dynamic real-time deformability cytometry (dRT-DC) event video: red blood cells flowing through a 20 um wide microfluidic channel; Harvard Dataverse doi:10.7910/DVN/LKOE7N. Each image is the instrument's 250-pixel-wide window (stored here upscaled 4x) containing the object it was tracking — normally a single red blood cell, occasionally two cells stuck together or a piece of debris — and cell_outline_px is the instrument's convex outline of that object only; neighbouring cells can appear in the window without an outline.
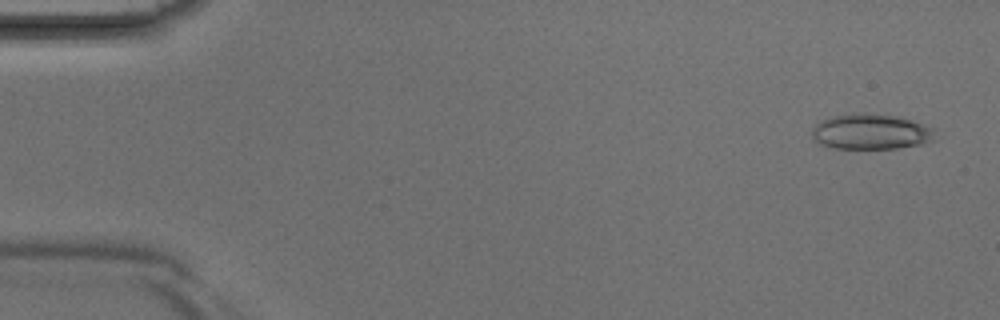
{"species": "Egyptian fruit bat (a non-hibernating species)", "species_latin": "Rousettus aegyptiacus", "temperature_condition": "room temperature", "stored_images_in_passage": 4, "camera_frame_rate_fps": 3000, "um_per_image_px": 0.085, "animal": {"sex": "male"}, "frame": {"image": 1, "passage_image": 1, "time_ms": 0.0, "image_size_px": [1000, 320], "cell_outline_px": [[936, 140], [920, 144], [896, 148], [836, 148], [816, 144], [812, 140], [812, 128], [820, 120], [832, 116], [864, 112], [900, 116], [912, 120], [932, 128]], "centroid_in_image_um": [73.98, 11.19], "position_along_channel_um": 11.0, "area_um2": 25.66}}